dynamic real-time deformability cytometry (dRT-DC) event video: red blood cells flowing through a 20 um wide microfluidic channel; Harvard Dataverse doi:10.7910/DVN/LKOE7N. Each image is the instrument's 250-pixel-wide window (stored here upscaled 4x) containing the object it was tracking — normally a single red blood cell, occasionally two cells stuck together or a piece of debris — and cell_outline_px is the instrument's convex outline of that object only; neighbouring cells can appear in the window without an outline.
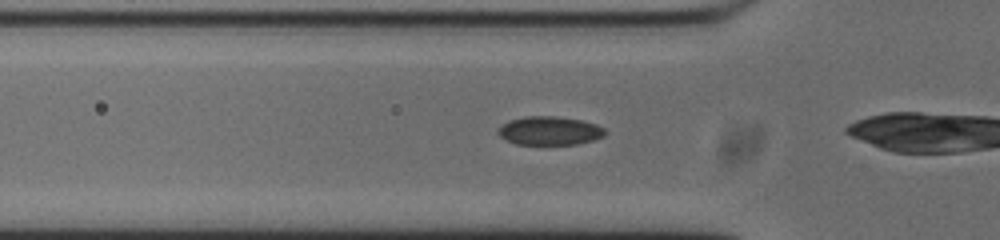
{"species": "common noctule bat (a hibernating species)", "species_latin": "Nyctalus noctula", "temperature_condition": "cold", "stored_images_in_passage": 8, "camera_frame_rate_fps": 3000, "um_per_image_px": 0.085, "animal": {"sex": "male", "body_mass_g": 20.0, "forearm_length_mm": 53.3}, "frame": {"image": 1, "passage_image": 3, "time_ms": 0.667, "image_size_px": [1000, 240], "cell_outline_px": [[604, 136], [592, 140], [576, 144], [516, 144], [500, 136], [496, 132], [508, 120], [528, 116], [556, 116], [580, 120], [596, 124], [604, 128]], "centroid_in_image_um": [46.71, 11.11], "position_along_channel_um": 79.1, "area_um2": 17.57}}
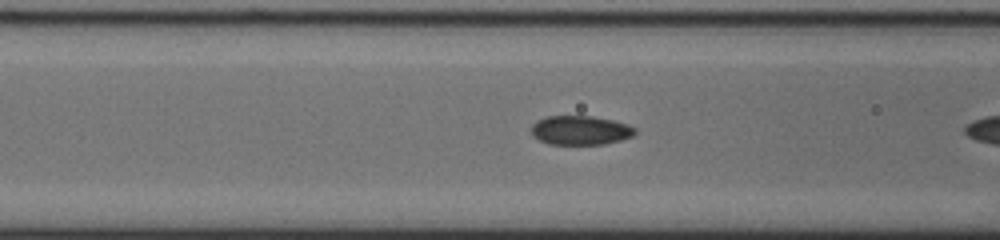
{"frame": {"image": 2, "passage_image": 6, "time_ms": 1.667, "image_size_px": [1000, 240], "cell_outline_px": [[636, 132], [632, 136], [620, 140], [604, 144], [548, 144], [532, 136], [532, 124], [536, 120], [544, 116], [592, 116], [612, 120], [628, 124], [636, 128]], "centroid_in_image_um": [49.31, 11.07], "position_along_channel_um": 117.3, "area_um2": 17.69}}